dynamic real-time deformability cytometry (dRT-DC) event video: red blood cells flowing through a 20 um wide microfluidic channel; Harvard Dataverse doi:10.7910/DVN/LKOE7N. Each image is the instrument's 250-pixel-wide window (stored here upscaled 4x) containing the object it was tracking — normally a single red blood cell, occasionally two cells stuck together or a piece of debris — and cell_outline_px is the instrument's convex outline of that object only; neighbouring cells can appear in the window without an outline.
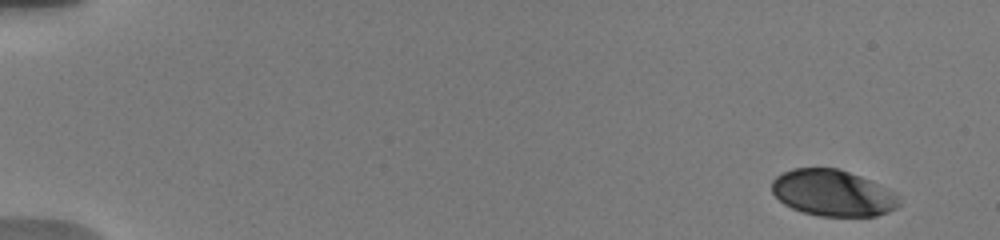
{"species": "human", "species_latin": "Homo sapiens", "temperature_condition": "warm", "stored_images_in_passage": 20, "camera_frame_rate_fps": 3000, "um_per_image_px": 0.085, "donor": {"sex": "male"}, "frame": {"image": 1, "passage_image": 1, "time_ms": 0.0, "image_size_px": [1000, 240], "cell_outline_px": [[900, 204], [896, 208], [888, 212], [876, 216], [820, 216], [804, 212], [792, 208], [784, 204], [772, 192], [772, 180], [776, 176], [792, 168], [836, 168], [860, 176], [896, 192]], "centroid_in_image_um": [70.79, 16.41], "position_along_channel_um": 14.2, "area_um2": 34.22}}
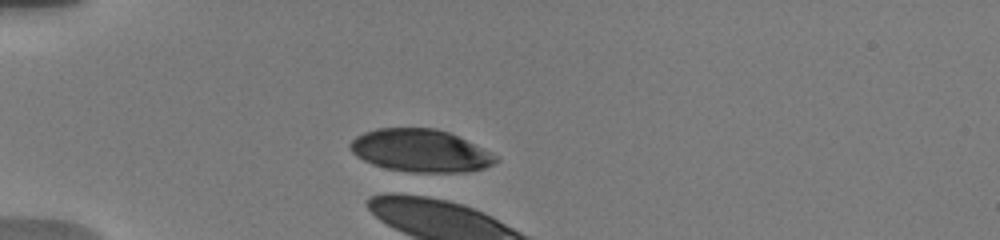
{"frame": {"image": 2, "passage_image": 20, "time_ms": 4.333, "image_size_px": [1000, 240], "cell_outline_px": [[500, 160], [484, 168], [464, 172], [412, 172], [388, 168], [372, 164], [356, 156], [348, 148], [348, 144], [356, 136], [364, 132], [376, 128], [436, 128], [448, 132], [496, 156]], "centroid_in_image_um": [35.67, 12.8], "position_along_channel_um": 49.3, "area_um2": 35.72}}